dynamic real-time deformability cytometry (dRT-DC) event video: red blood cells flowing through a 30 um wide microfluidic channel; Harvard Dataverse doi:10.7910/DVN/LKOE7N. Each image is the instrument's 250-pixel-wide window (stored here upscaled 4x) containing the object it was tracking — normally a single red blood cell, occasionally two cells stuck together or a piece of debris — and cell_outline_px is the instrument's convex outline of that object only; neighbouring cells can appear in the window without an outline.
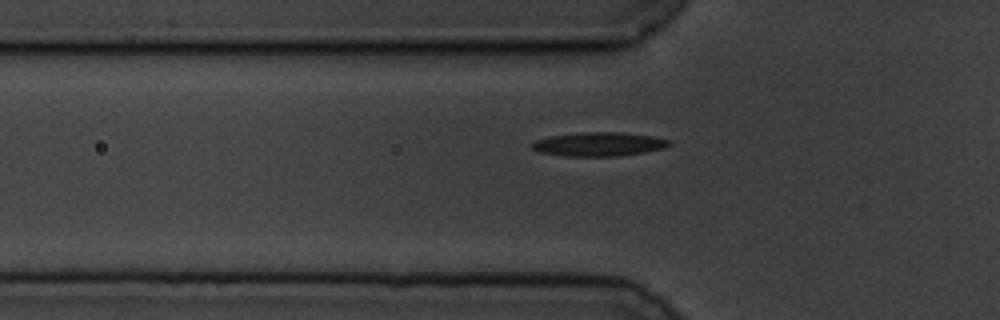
{"species": "common noctule bat (a hibernating species)", "species_latin": "Nyctalus noctula", "temperature_condition": "cold", "stored_images_in_passage": 43, "camera_frame_rate_fps": 3000, "um_per_image_px": 0.085, "animal": {"sex": "male", "body_mass_g": 19.5, "forearm_length_mm": 54.6}, "frame": {"image": 1, "passage_image": 12, "time_ms": 3.667, "image_size_px": [1000, 320], "cell_outline_px": [[672, 144], [664, 148], [644, 152], [620, 156], [564, 156], [540, 152], [532, 148], [532, 144], [536, 140], [552, 136], [584, 132], [620, 132], [652, 136], [672, 140]], "centroid_in_image_um": [50.96, 12.26], "position_along_channel_um": 74.8, "area_um2": 19.02}}
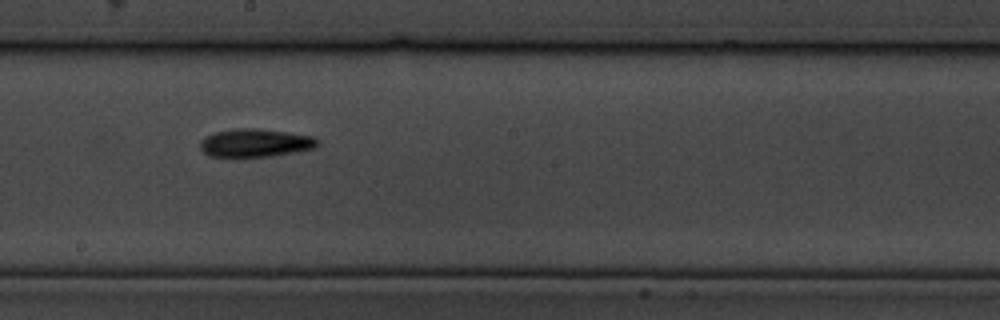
{"frame": {"image": 2, "passage_image": 25, "time_ms": 8.0, "image_size_px": [1000, 320], "cell_outline_px": [[320, 144], [316, 148], [272, 156], [208, 156], [200, 148], [200, 140], [204, 136], [216, 132], [236, 128], [256, 128], [312, 136], [320, 140]], "centroid_in_image_um": [21.71, 12.14], "position_along_channel_um": 226.5, "area_um2": 19.19}}
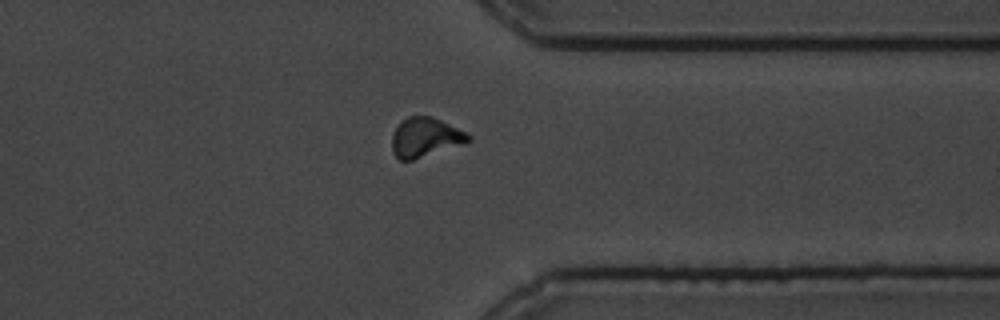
{"frame": {"image": 3, "passage_image": 38, "time_ms": 12.333, "image_size_px": [1000, 320], "cell_outline_px": [[472, 140], [412, 160], [400, 160], [392, 152], [392, 136], [400, 120], [408, 116], [432, 116], [472, 136]], "centroid_in_image_um": [36.1, 11.66], "position_along_channel_um": 375.3, "area_um2": 17.17}}